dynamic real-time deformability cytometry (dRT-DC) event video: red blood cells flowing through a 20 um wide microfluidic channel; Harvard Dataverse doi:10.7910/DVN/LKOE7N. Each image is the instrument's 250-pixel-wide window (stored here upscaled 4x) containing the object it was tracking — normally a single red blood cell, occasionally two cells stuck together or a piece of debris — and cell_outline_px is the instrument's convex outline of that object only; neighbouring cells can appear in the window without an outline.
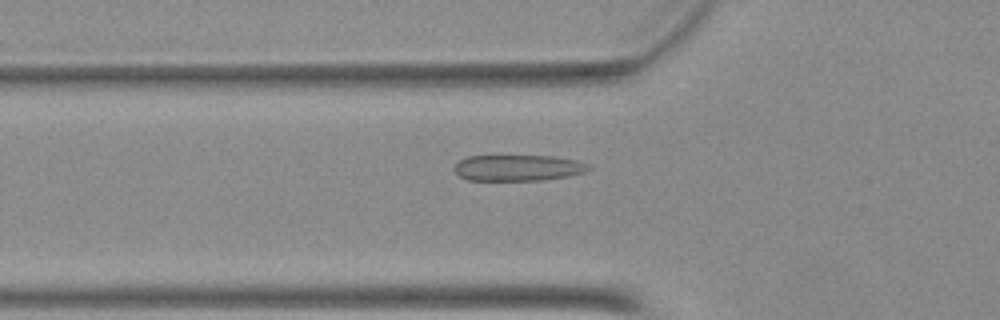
{"species": "Egyptian fruit bat (a non-hibernating species)", "species_latin": "Rousettus aegyptiacus", "temperature_condition": "warm", "stored_images_in_passage": 49, "camera_frame_rate_fps": 3000, "um_per_image_px": 0.085, "animal": {"sex": "female"}, "frame": {"image": 1, "passage_image": 18, "time_ms": 5.667, "image_size_px": [1000, 320], "cell_outline_px": [[592, 168], [584, 172], [568, 176], [544, 180], [468, 180], [460, 176], [452, 168], [460, 160], [468, 156], [552, 156], [576, 160], [588, 164]], "centroid_in_image_um": [44.03, 14.27], "position_along_channel_um": 81.8, "area_um2": 20.35}}
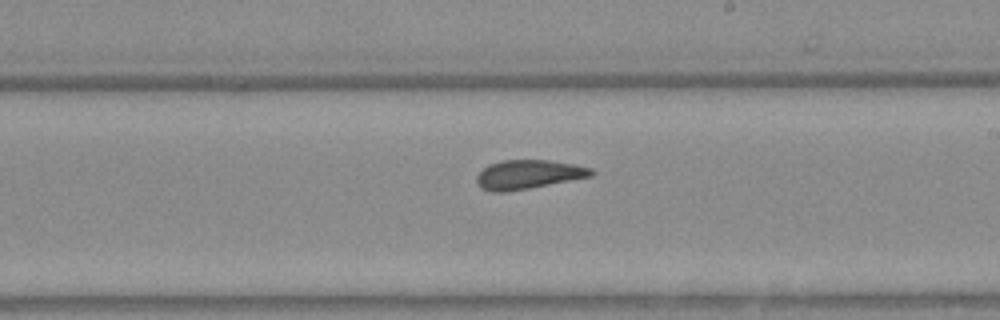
{"frame": {"image": 2, "passage_image": 30, "time_ms": 9.667, "image_size_px": [1000, 320], "cell_outline_px": [[596, 172], [592, 176], [528, 188], [504, 192], [492, 192], [480, 188], [476, 184], [476, 176], [488, 164], [500, 160], [548, 160], [572, 164], [592, 168]], "centroid_in_image_um": [44.87, 14.83], "position_along_channel_um": 244.1, "area_um2": 19.36}}
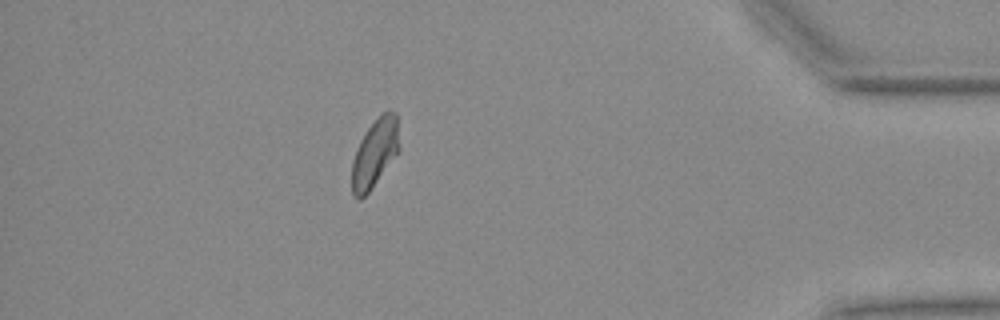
{"frame": {"image": 3, "passage_image": 45, "time_ms": 14.667, "image_size_px": [1000, 320], "cell_outline_px": [[400, 152], [368, 192], [360, 200], [352, 192], [352, 160], [356, 148], [360, 140], [368, 128], [388, 108], [396, 112], [400, 148]], "centroid_in_image_um": [31.88, 13.0], "position_along_channel_um": 403.3, "area_um2": 18.9}}